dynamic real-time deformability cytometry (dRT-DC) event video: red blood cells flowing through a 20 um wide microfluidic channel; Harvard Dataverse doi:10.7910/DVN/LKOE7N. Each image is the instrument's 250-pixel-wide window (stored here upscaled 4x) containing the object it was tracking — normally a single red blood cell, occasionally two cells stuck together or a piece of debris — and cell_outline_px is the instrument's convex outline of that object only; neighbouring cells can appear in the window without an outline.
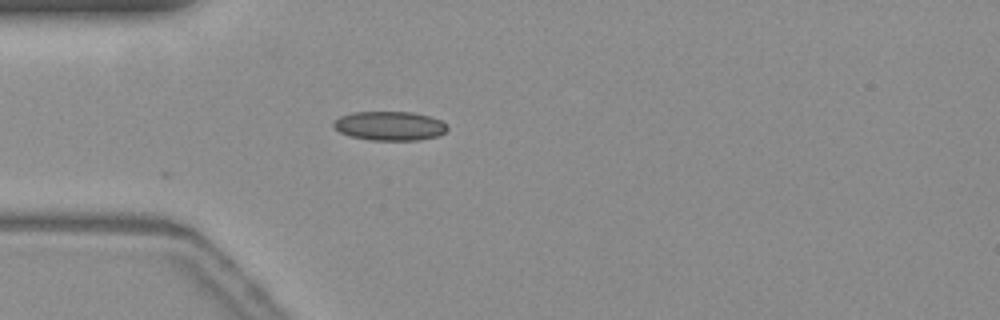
{"species": "common noctule bat (a hibernating species)", "species_latin": "Nyctalus noctula", "temperature_condition": "warm", "stored_images_in_passage": 32, "camera_frame_rate_fps": 3000, "um_per_image_px": 0.085, "animal": {"sex": "female", "body_mass_g": 19.3, "forearm_length_mm": 54.1}, "frame": {"image": 1, "passage_image": 1, "time_ms": 0.0, "image_size_px": [1000, 320], "cell_outline_px": [[448, 128], [440, 136], [420, 140], [368, 140], [352, 136], [340, 132], [332, 124], [340, 116], [352, 112], [412, 112], [428, 116], [440, 120]], "centroid_in_image_um": [33.13, 10.7], "position_along_channel_um": 51.9, "area_um2": 19.19}}
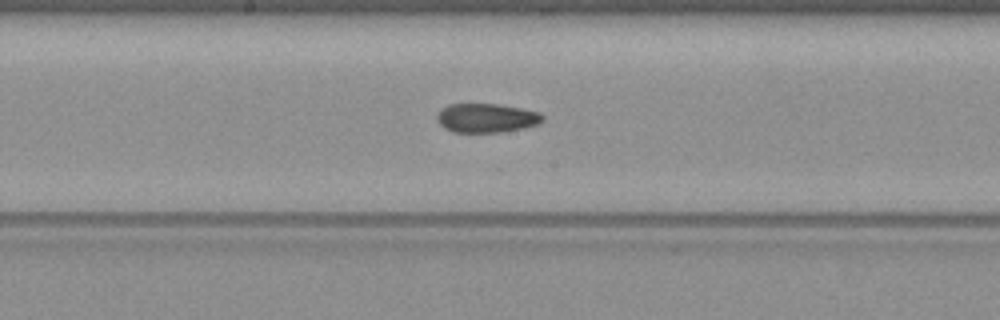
{"frame": {"image": 2, "passage_image": 14, "time_ms": 4.333, "image_size_px": [1000, 320], "cell_outline_px": [[544, 120], [536, 124], [504, 132], [452, 132], [444, 128], [436, 120], [436, 116], [440, 108], [448, 104], [496, 104], [520, 108], [540, 112], [544, 116]], "centroid_in_image_um": [41.3, 10.02], "position_along_channel_um": 206.9, "area_um2": 17.92}}
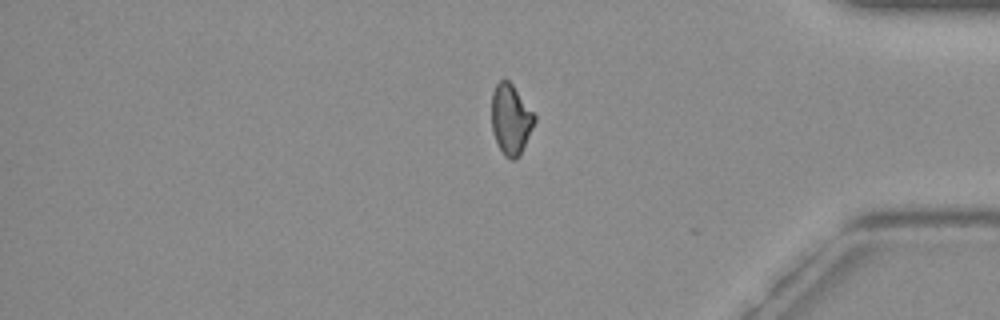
{"frame": {"image": 3, "passage_image": 31, "time_ms": 10.0, "image_size_px": [1000, 320], "cell_outline_px": [[536, 120], [516, 160], [512, 160], [504, 156], [496, 140], [492, 128], [492, 92], [496, 84], [500, 80], [508, 80], [512, 84], [536, 116]], "centroid_in_image_um": [43.4, 10.12], "position_along_channel_um": 391.8, "area_um2": 17.17}, "authors_computed_cell_mechanics": {"area_um2": 18.0625, "velocity_mm_per_s": 3.7373, "shape_relaxation_time_tau1_ms": null, "shape_relaxation_time_tau2_ms": 3.065, "deformation_change_tau1": null, "deformation_change_tau2": 0.0829}}